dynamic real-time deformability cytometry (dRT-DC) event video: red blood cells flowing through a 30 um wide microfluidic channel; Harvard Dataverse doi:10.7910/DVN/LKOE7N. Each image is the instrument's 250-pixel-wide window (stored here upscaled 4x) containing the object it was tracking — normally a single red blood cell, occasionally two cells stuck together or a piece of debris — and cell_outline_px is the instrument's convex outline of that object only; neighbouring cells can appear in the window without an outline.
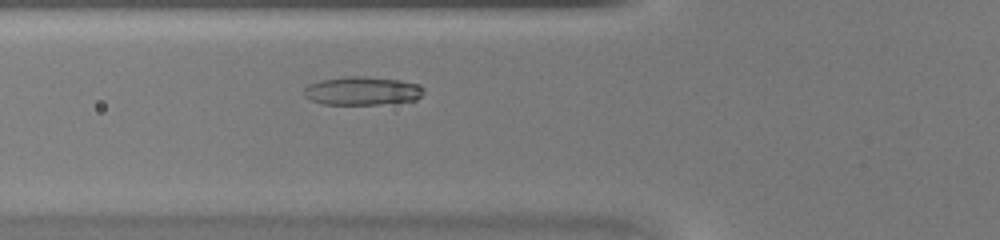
{"species": "common noctule bat (a hibernating species)", "species_latin": "Nyctalus noctula", "temperature_condition": "warm", "stored_images_in_passage": 35, "camera_frame_rate_fps": 3000, "um_per_image_px": 0.085, "animal": {"sex": "female", "body_mass_g": 20.0, "forearm_length_mm": 54.0}, "frame": {"image": 1, "passage_image": 9, "time_ms": 2.667, "image_size_px": [1000, 240], "cell_outline_px": [[424, 92], [416, 100], [380, 104], [324, 104], [312, 100], [304, 96], [304, 88], [308, 84], [320, 80], [348, 76], [364, 76], [396, 80], [420, 84], [424, 88]], "centroid_in_image_um": [30.79, 7.72], "position_along_channel_um": 95.0, "area_um2": 19.77}}
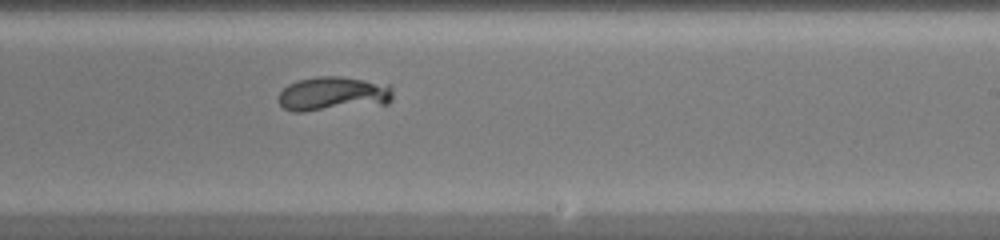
{"frame": {"image": 2, "passage_image": 20, "time_ms": 6.333, "image_size_px": [1000, 240], "cell_outline_px": [[392, 100], [388, 104], [304, 112], [292, 112], [284, 108], [276, 100], [280, 92], [288, 84], [296, 80], [316, 76], [340, 76], [392, 84]], "centroid_in_image_um": [28.32, 7.98], "position_along_channel_um": 260.7, "area_um2": 23.47}}
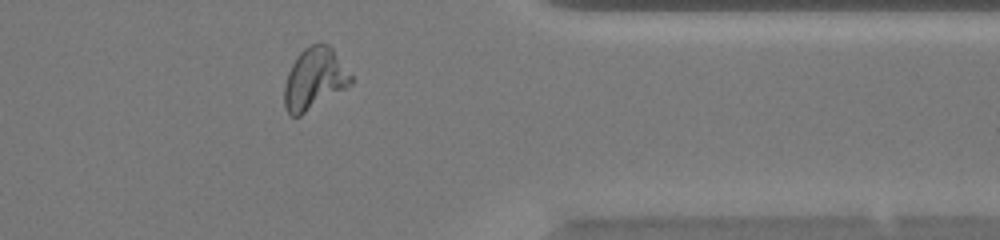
{"frame": {"image": 3, "passage_image": 29, "time_ms": 9.333, "image_size_px": [1000, 240], "cell_outline_px": [[352, 80], [344, 88], [300, 116], [292, 116], [284, 108], [284, 84], [288, 72], [296, 56], [308, 44], [328, 44], [332, 48], [352, 76]], "centroid_in_image_um": [26.68, 6.69], "position_along_channel_um": 384.7, "area_um2": 23.52}}